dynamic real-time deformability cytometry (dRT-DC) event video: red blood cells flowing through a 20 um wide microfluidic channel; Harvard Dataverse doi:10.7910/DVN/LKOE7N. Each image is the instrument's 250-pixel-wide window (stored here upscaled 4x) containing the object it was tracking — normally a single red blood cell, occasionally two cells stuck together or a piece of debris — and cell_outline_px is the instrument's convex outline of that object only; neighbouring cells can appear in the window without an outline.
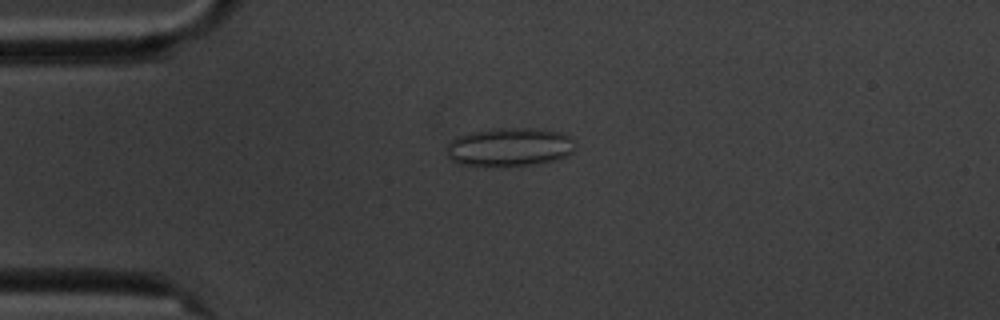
{"species": "common noctule bat (a hibernating species)", "species_latin": "Nyctalus noctula", "temperature_condition": "cold", "stored_images_in_passage": 2, "camera_frame_rate_fps": 3000, "um_per_image_px": 0.085, "animal": {"sex": "male", "body_mass_g": 20.1, "forearm_length_mm": 53.5}, "frame": {"image": 1, "passage_image": 1, "time_ms": 0.0, "image_size_px": [1000, 320], "cell_outline_px": [[572, 152], [556, 160], [540, 164], [484, 168], [456, 164], [448, 156], [444, 148], [456, 136], [472, 132], [492, 128], [536, 128], [564, 132], [572, 136]], "centroid_in_image_um": [43.25, 12.52], "position_along_channel_um": 41.7, "area_um2": 29.82}}